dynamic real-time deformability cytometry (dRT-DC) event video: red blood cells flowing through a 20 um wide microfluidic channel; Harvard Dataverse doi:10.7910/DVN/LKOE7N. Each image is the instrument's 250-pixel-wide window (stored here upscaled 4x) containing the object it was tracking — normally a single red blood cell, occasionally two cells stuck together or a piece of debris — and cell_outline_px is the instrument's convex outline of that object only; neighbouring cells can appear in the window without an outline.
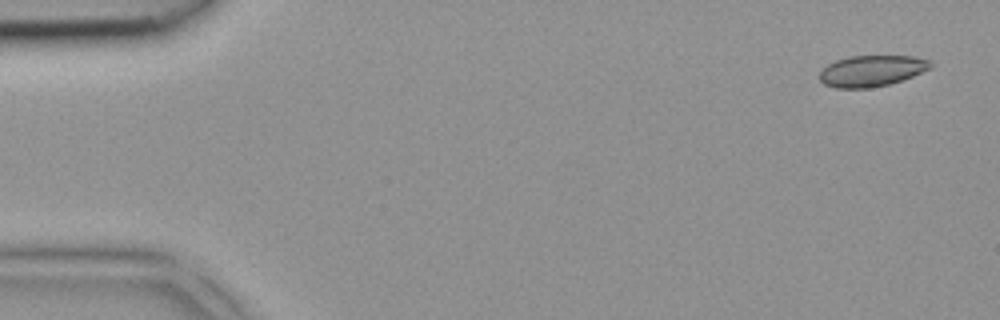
{"species": "common noctule bat (a hibernating species)", "species_latin": "Nyctalus noctula", "temperature_condition": "room temperature", "stored_images_in_passage": 3, "camera_frame_rate_fps": 3000, "um_per_image_px": 0.085, "animal": {"sex": "female", "body_mass_g": 18.4}, "frame": {"image": 1, "passage_image": 1, "time_ms": 0.0, "image_size_px": [1000, 320], "cell_outline_px": [[932, 68], [912, 76], [888, 84], [868, 88], [836, 88], [824, 84], [816, 76], [828, 64], [836, 60], [848, 56], [916, 56], [932, 60]], "centroid_in_image_um": [74.09, 6.01], "position_along_channel_um": 10.9, "area_um2": 20.23}}